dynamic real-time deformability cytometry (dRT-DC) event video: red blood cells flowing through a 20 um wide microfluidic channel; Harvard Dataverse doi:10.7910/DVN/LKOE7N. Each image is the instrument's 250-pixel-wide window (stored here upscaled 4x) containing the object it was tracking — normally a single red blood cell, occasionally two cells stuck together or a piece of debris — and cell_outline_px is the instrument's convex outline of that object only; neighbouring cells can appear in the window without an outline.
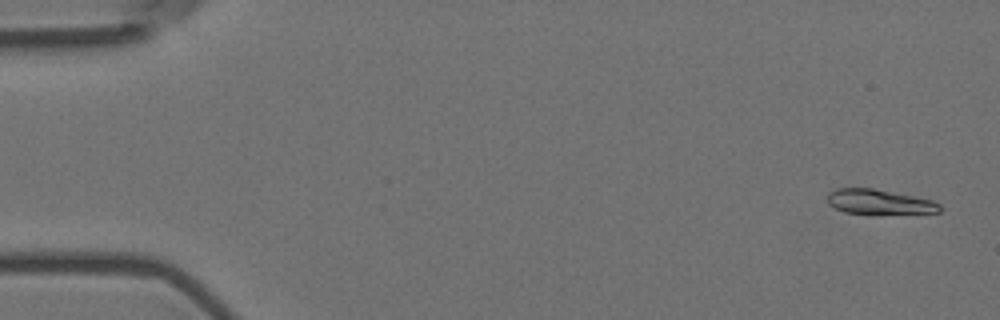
{"species": "Egyptian fruit bat (a non-hibernating species)", "species_latin": "Rousettus aegyptiacus", "temperature_condition": "room temperature", "stored_images_in_passage": 56, "camera_frame_rate_fps": 3000, "um_per_image_px": 0.085, "animal": {"sex": "female"}, "frame": {"image": 1, "passage_image": 2, "time_ms": 0.333, "image_size_px": [1000, 320], "cell_outline_px": [[940, 212], [872, 216], [868, 216], [844, 212], [828, 204], [828, 192], [836, 188], [872, 188], [932, 200], [940, 204]], "centroid_in_image_um": [74.71, 17.21], "position_along_channel_um": 10.3, "area_um2": 16.88}}
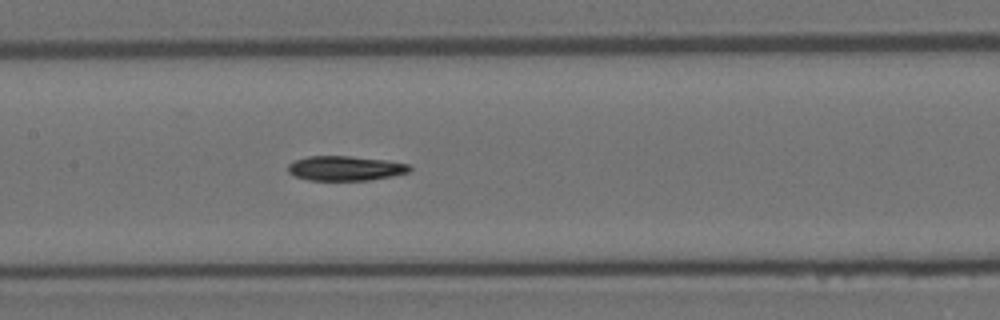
{"frame": {"image": 2, "passage_image": 27, "time_ms": 8.667, "image_size_px": [1000, 320], "cell_outline_px": [[412, 168], [408, 172], [392, 176], [368, 180], [308, 180], [296, 176], [288, 172], [288, 164], [292, 160], [308, 156], [348, 156], [384, 160], [408, 164]], "centroid_in_image_um": [29.31, 14.3], "position_along_channel_um": 178.1, "area_um2": 17.4}}
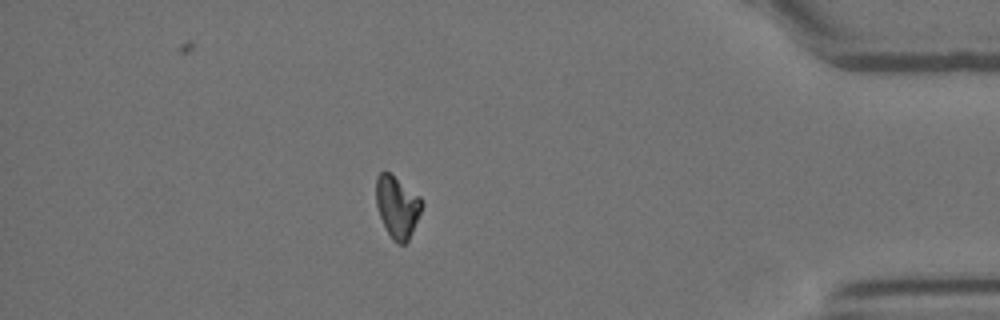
{"frame": {"image": 3, "passage_image": 49, "time_ms": 16.0, "image_size_px": [1000, 320], "cell_outline_px": [[424, 204], [412, 232], [408, 240], [404, 244], [396, 244], [392, 240], [380, 216], [376, 204], [376, 176], [384, 168], [420, 196]], "centroid_in_image_um": [33.76, 17.55], "position_along_channel_um": 401.4, "area_um2": 16.59}, "authors_computed_cell_mechanics": {"area_um2": 17.3978, "velocity_mm_per_s": 3.5977, "shape_relaxation_time_tau1_ms": 4.243, "shape_relaxation_time_tau2_ms": null, "deformation_change_tau1": 0.1526, "deformation_change_tau2": null}}